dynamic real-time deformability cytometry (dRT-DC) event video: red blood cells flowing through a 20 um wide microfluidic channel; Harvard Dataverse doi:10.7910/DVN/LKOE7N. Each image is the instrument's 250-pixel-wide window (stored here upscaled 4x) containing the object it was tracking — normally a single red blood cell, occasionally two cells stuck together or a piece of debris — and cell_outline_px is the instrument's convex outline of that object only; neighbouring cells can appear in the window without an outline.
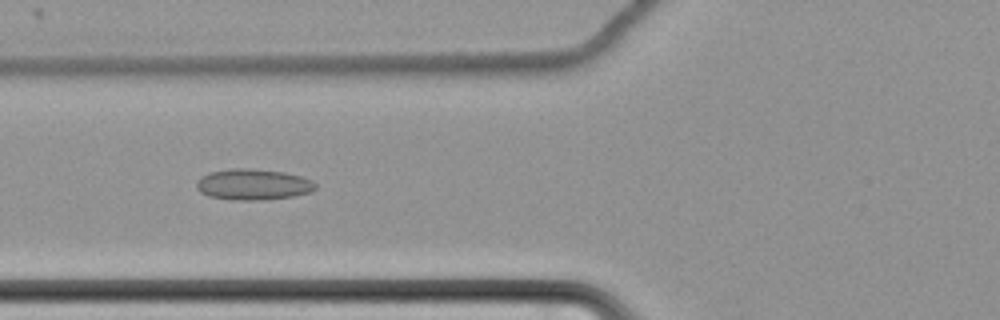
{"species": "common noctule bat (a hibernating species)", "species_latin": "Nyctalus noctula", "temperature_condition": "cold", "stored_images_in_passage": 64, "camera_frame_rate_fps": 3000, "um_per_image_px": 0.085, "animal": {"sex": "female", "body_mass_g": 22.7, "forearm_length_mm": 54.2}, "frame": {"image": 1, "passage_image": 28, "time_ms": 9.0, "image_size_px": [1000, 320], "cell_outline_px": [[316, 188], [312, 192], [292, 196], [264, 200], [232, 200], [208, 196], [200, 192], [196, 188], [196, 180], [200, 176], [208, 172], [232, 168], [252, 168], [284, 172], [300, 176], [312, 180], [316, 184]], "centroid_in_image_um": [21.48, 15.67], "position_along_channel_um": 104.3, "area_um2": 21.79}}
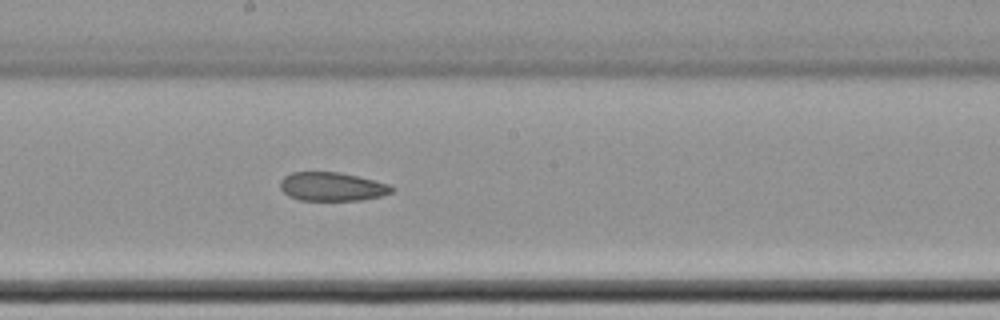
{"frame": {"image": 2, "passage_image": 38, "time_ms": 12.333, "image_size_px": [1000, 320], "cell_outline_px": [[396, 188], [392, 192], [380, 196], [360, 200], [300, 200], [288, 196], [280, 188], [280, 180], [284, 176], [292, 172], [340, 172], [388, 184]], "centroid_in_image_um": [28.19, 15.86], "position_along_channel_um": 220.0, "area_um2": 18.55}}
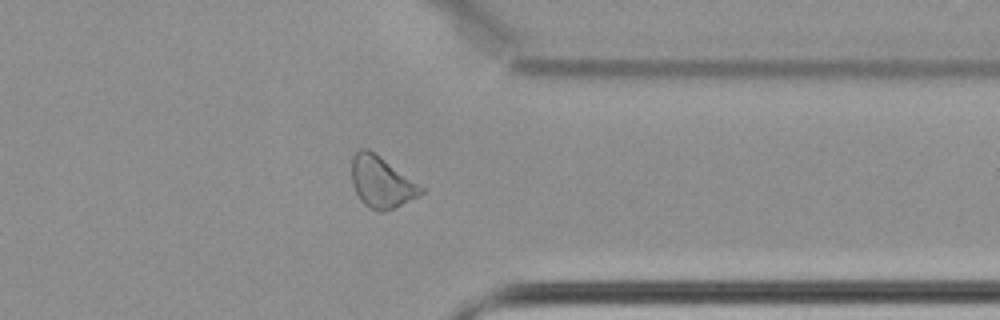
{"frame": {"image": 3, "passage_image": 52, "time_ms": 17.0, "image_size_px": [1000, 320], "cell_outline_px": [[424, 192], [420, 196], [392, 208], [380, 212], [376, 212], [368, 208], [360, 200], [352, 184], [352, 156], [360, 148], [368, 148], [380, 156], [424, 188]], "centroid_in_image_um": [32.4, 15.48], "position_along_channel_um": 379.0, "area_um2": 20.63}, "authors_computed_cell_mechanics": {"area_um2": 21.7039, "velocity_mm_per_s": 3.4709, "shape_relaxation_time_tau1_ms": null, "shape_relaxation_time_tau2_ms": 7.3755, "deformation_change_tau1": null, "deformation_change_tau2": 0.136}}